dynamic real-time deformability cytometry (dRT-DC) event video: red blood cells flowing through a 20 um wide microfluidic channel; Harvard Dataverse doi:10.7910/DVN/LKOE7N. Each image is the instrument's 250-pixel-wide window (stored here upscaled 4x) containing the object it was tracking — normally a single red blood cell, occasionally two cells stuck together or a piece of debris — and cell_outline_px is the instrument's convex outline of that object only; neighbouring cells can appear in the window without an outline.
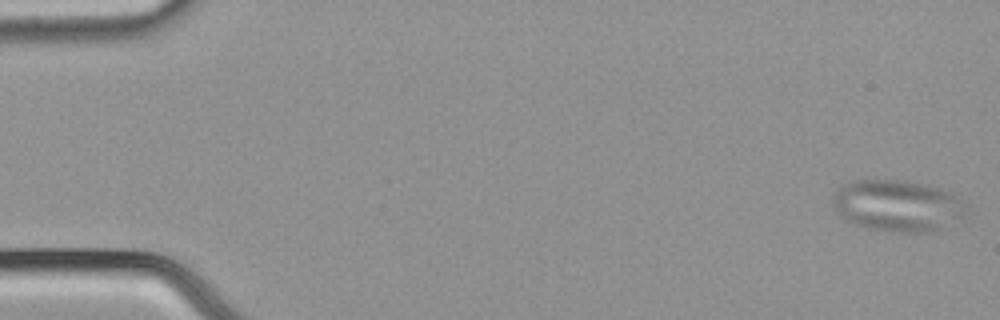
{"species": "common noctule bat (a hibernating species)", "species_latin": "Nyctalus noctula", "temperature_condition": "cold", "stored_images_in_passage": 56, "camera_frame_rate_fps": 3000, "um_per_image_px": 0.085, "animal": {"sex": "male", "body_mass_g": 21.5, "forearm_length_mm": 52.0}, "frame": {"image": 1, "passage_image": 2, "time_ms": 0.333, "image_size_px": [1000, 320], "cell_outline_px": [[964, 212], [960, 216], [940, 228], [928, 232], [896, 232], [868, 228], [856, 224], [836, 212], [832, 204], [832, 196], [844, 184], [852, 180], [908, 180], [940, 188], [948, 192], [952, 196]], "centroid_in_image_um": [76.15, 17.46], "position_along_channel_um": 8.8, "area_um2": 38.84}}
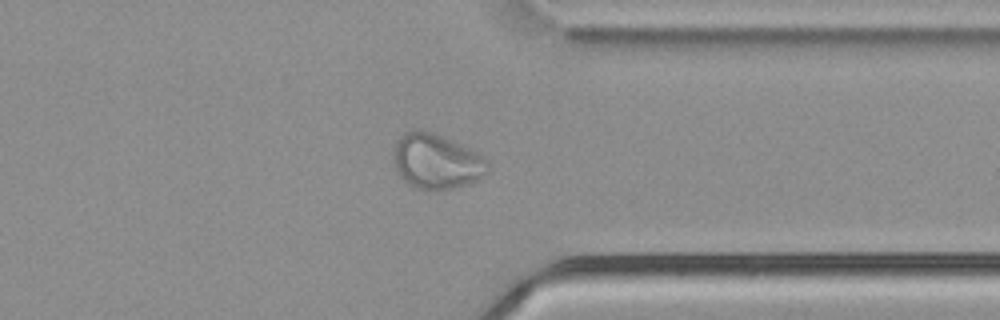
{"frame": {"image": 2, "passage_image": 44, "time_ms": 14.333, "image_size_px": [1000, 320], "cell_outline_px": [[488, 172], [480, 180], [472, 184], [456, 188], [428, 192], [412, 188], [400, 176], [392, 160], [392, 152], [400, 136], [404, 132], [436, 132], [484, 156], [488, 160]], "centroid_in_image_um": [37.12, 13.78], "position_along_channel_um": 374.3, "area_um2": 30.87}}
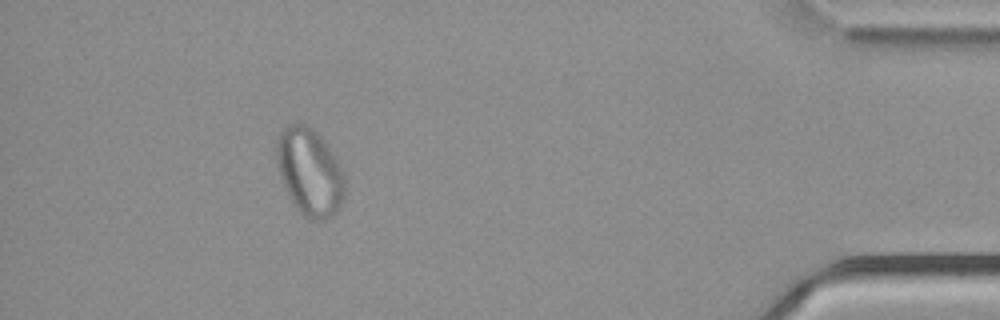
{"frame": {"image": 3, "passage_image": 51, "time_ms": 16.667, "image_size_px": [1000, 320], "cell_outline_px": [[344, 200], [336, 212], [332, 216], [324, 220], [308, 220], [296, 208], [288, 196], [280, 176], [276, 160], [276, 144], [280, 132], [288, 124], [304, 124], [312, 128], [320, 136], [332, 152], [344, 172]], "centroid_in_image_um": [26.32, 14.64], "position_along_channel_um": 408.9, "area_um2": 34.8}}